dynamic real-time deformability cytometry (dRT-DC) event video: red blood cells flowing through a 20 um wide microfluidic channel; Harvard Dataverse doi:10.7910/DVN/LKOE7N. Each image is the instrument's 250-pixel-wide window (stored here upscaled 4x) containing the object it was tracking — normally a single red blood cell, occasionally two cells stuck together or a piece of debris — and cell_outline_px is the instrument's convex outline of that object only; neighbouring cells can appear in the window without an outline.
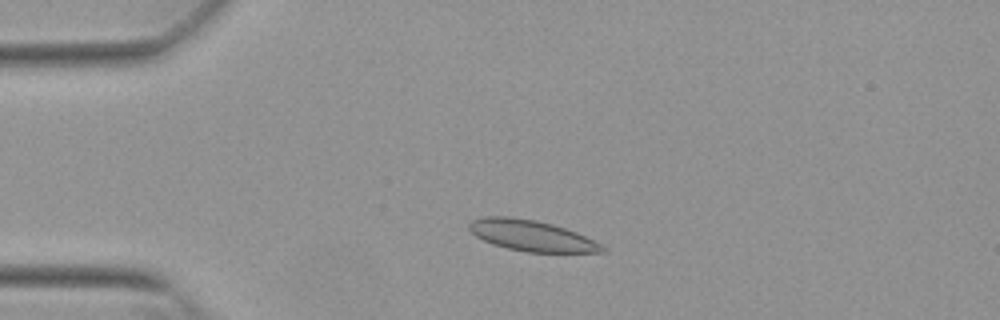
{"species": "Egyptian fruit bat (a non-hibernating species)", "species_latin": "Rousettus aegyptiacus", "temperature_condition": "warm", "stored_images_in_passage": 15, "camera_frame_rate_fps": 3000, "um_per_image_px": 0.085, "animal": {"sex": "female"}, "frame": {"image": 1, "passage_image": 9, "time_ms": 2.667, "image_size_px": [1000, 320], "cell_outline_px": [[608, 252], [528, 252], [508, 248], [492, 244], [476, 236], [468, 228], [468, 224], [472, 220], [484, 216], [508, 216], [536, 220], [552, 224], [576, 232], [608, 248]], "centroid_in_image_um": [45.17, 20.02], "position_along_channel_um": 39.8, "area_um2": 23.81}}
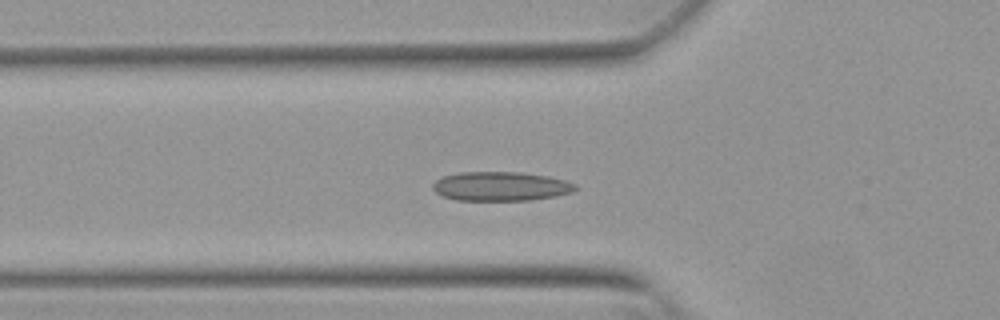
{"frame": {"image": 2, "passage_image": 15, "time_ms": 4.667, "image_size_px": [1000, 320], "cell_outline_px": [[576, 188], [572, 192], [556, 196], [532, 200], [456, 200], [444, 196], [436, 192], [432, 188], [432, 184], [436, 180], [444, 176], [460, 172], [520, 172], [548, 176], [564, 180], [576, 184]], "centroid_in_image_um": [42.56, 15.83], "position_along_channel_um": 83.2, "area_um2": 24.16}}